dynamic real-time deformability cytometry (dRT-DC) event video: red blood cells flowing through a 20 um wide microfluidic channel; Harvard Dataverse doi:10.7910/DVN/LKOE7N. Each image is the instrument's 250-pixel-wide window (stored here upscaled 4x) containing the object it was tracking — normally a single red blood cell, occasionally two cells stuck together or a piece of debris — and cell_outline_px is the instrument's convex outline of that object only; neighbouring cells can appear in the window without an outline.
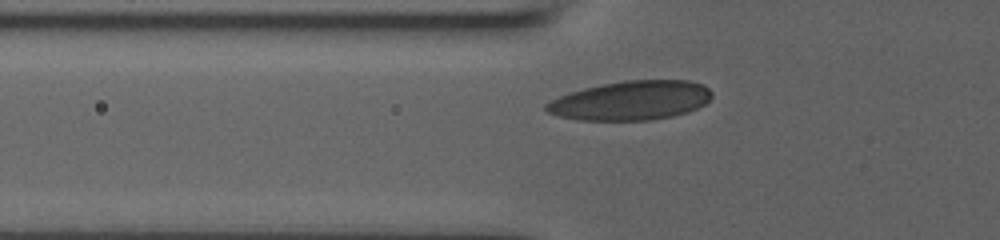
{"species": "human", "species_latin": "Homo sapiens", "temperature_condition": "room temperature", "stored_images_in_passage": 51, "camera_frame_rate_fps": 3000, "um_per_image_px": 0.085, "donor": {"sex": "male"}, "frame": {"image": 1, "passage_image": 3, "time_ms": 0.333, "image_size_px": [1000, 240], "cell_outline_px": [[712, 96], [704, 104], [688, 112], [672, 116], [652, 120], [580, 120], [560, 116], [548, 112], [544, 108], [544, 104], [560, 96], [584, 88], [624, 80], [688, 80], [704, 84], [712, 92]], "centroid_in_image_um": [53.66, 8.54], "position_along_channel_um": 72.1, "area_um2": 37.69}}
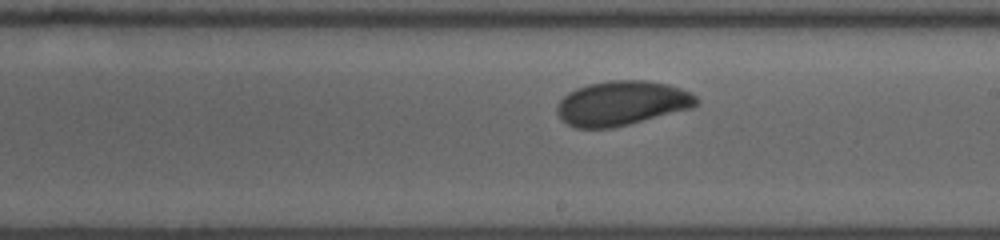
{"frame": {"image": 2, "passage_image": 31, "time_ms": 4.667, "image_size_px": [1000, 240], "cell_outline_px": [[700, 100], [692, 108], [612, 128], [576, 128], [560, 120], [556, 112], [556, 104], [568, 92], [576, 88], [588, 84], [608, 80], [644, 80], [668, 84], [692, 92]], "centroid_in_image_um": [52.83, 8.77], "position_along_channel_um": 236.2, "area_um2": 36.36}}
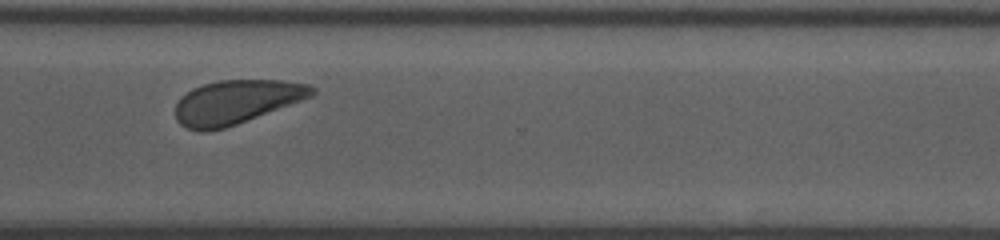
{"frame": {"image": 3, "passage_image": 50, "time_ms": 7.667, "image_size_px": [1000, 240], "cell_outline_px": [[316, 92], [312, 96], [236, 124], [224, 128], [208, 132], [200, 132], [188, 128], [180, 124], [176, 120], [176, 104], [192, 88], [204, 84], [220, 80], [284, 80], [312, 84], [316, 88]], "centroid_in_image_um": [20.1, 8.66], "position_along_channel_um": 350.5, "area_um2": 34.68}}